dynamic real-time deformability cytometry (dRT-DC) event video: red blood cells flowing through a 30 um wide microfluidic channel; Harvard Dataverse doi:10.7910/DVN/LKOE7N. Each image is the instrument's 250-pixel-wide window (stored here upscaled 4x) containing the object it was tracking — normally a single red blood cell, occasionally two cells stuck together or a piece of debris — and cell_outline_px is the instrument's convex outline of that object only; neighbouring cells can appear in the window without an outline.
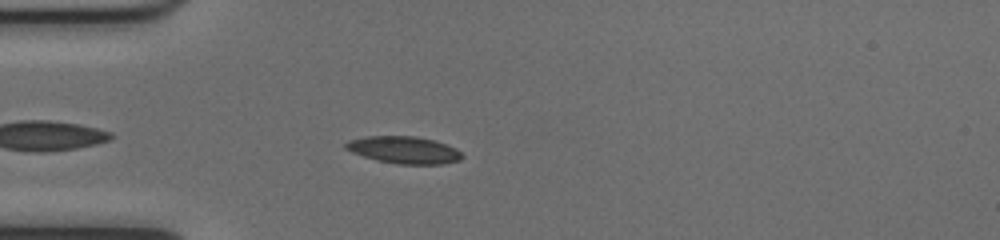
{"species": "common noctule bat (a hibernating species)", "species_latin": "Nyctalus noctula", "temperature_condition": "cold", "stored_images_in_passage": 41, "camera_frame_rate_fps": 3000, "um_per_image_px": 0.085, "animal": {"sex": "female", "body_mass_g": 17.0, "forearm_length_mm": 48.0}, "frame": {"image": 1, "passage_image": 4, "time_ms": 1.0, "image_size_px": [1000, 240], "cell_outline_px": [[464, 156], [460, 160], [440, 164], [396, 164], [376, 160], [352, 152], [344, 148], [344, 144], [348, 140], [364, 136], [416, 136], [432, 140], [456, 148]], "centroid_in_image_um": [34.3, 12.74], "position_along_channel_um": 50.7, "area_um2": 18.38}}
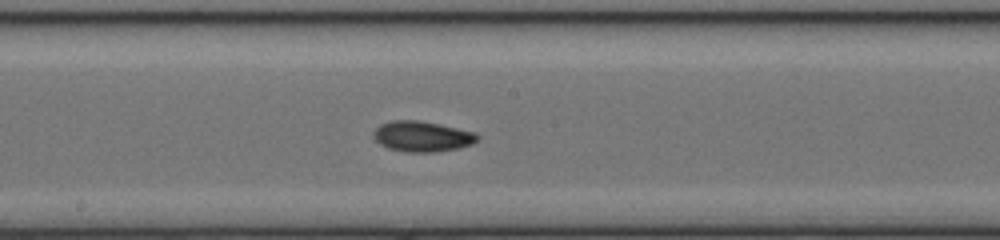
{"frame": {"image": 2, "passage_image": 17, "time_ms": 5.333, "image_size_px": [1000, 240], "cell_outline_px": [[480, 136], [472, 144], [460, 148], [436, 152], [404, 152], [388, 148], [380, 144], [372, 136], [372, 132], [380, 124], [392, 120], [416, 120], [476, 132]], "centroid_in_image_um": [35.86, 11.6], "position_along_channel_um": 212.3, "area_um2": 18.5}}
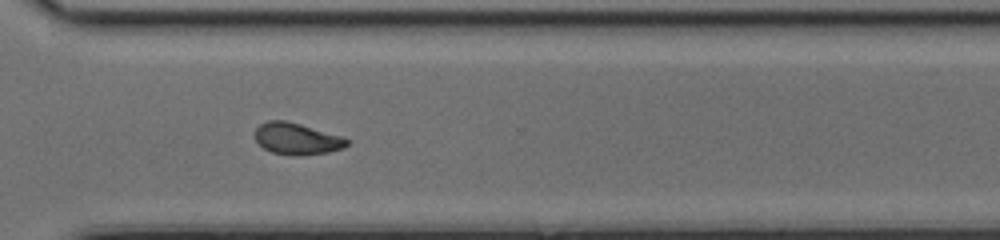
{"frame": {"image": 3, "passage_image": 27, "time_ms": 8.667, "image_size_px": [1000, 240], "cell_outline_px": [[348, 144], [344, 148], [328, 152], [296, 156], [292, 156], [272, 152], [264, 148], [256, 140], [256, 128], [260, 124], [268, 120], [284, 120], [300, 124], [344, 136], [348, 140]], "centroid_in_image_um": [25.26, 11.79], "position_along_channel_um": 345.3, "area_um2": 16.94}, "authors_computed_cell_mechanics": {"area_um2": 17.34, "velocity_mm_per_s": 4.0042, "shape_relaxation_time_tau1_ms": 6.007, "shape_relaxation_time_tau2_ms": 3.7421, "deformation_change_tau1": 0.1857, "deformation_change_tau2": 0.1005}}